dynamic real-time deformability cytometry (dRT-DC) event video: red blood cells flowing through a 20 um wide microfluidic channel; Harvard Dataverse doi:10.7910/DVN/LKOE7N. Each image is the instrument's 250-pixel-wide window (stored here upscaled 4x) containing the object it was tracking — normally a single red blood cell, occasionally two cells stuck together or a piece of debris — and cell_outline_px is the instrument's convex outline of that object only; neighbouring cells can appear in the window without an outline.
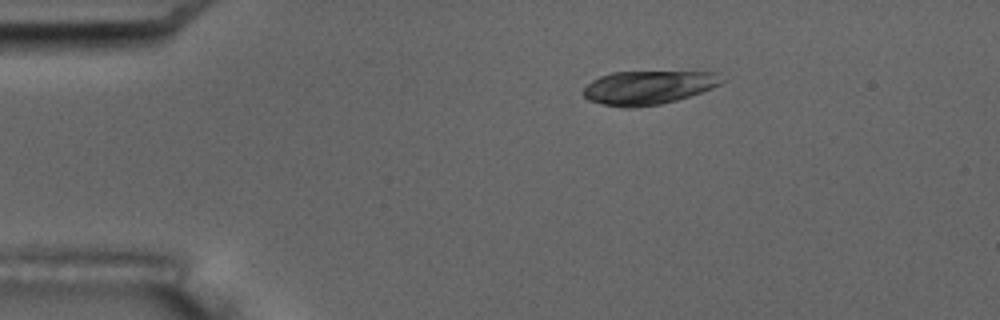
{"species": "common noctule bat (a hibernating species)", "species_latin": "Nyctalus noctula", "temperature_condition": "room temperature", "stored_images_in_passage": 5, "camera_frame_rate_fps": 3000, "um_per_image_px": 0.085, "animal": {"sex": "male", "body_mass_g": 17.5, "forearm_length_mm": 52.3}, "frame": {"image": 1, "passage_image": 2, "time_ms": 1.0, "image_size_px": [1000, 320], "cell_outline_px": [[728, 80], [712, 88], [676, 100], [660, 104], [632, 108], [624, 108], [604, 104], [588, 100], [580, 92], [592, 80], [600, 76], [612, 72], [716, 72]], "centroid_in_image_um": [55.1, 7.43], "position_along_channel_um": 29.9, "area_um2": 27.22}}